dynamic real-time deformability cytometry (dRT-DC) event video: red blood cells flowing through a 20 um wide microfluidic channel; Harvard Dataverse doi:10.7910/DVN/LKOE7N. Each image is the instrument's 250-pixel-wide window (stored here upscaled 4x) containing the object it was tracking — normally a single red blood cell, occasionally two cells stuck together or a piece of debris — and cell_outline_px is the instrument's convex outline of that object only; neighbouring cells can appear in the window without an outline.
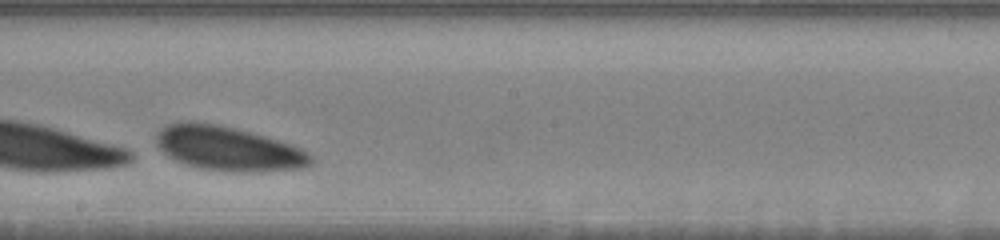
{"species": "human", "species_latin": "Homo sapiens", "temperature_condition": "warm", "stored_images_in_passage": 31, "camera_frame_rate_fps": 3000, "um_per_image_px": 0.085, "donor": {"sex": "male"}, "frame": {"image": 1, "passage_image": 17, "time_ms": 5.333, "image_size_px": [1000, 240], "cell_outline_px": [[312, 164], [308, 168], [260, 172], [232, 172], [200, 168], [184, 164], [168, 156], [156, 144], [156, 136], [168, 124], [188, 120], [196, 120], [236, 128], [252, 132], [300, 148], [308, 152], [312, 156]], "centroid_in_image_um": [19.42, 12.64], "position_along_channel_um": 228.8, "area_um2": 40.17}}
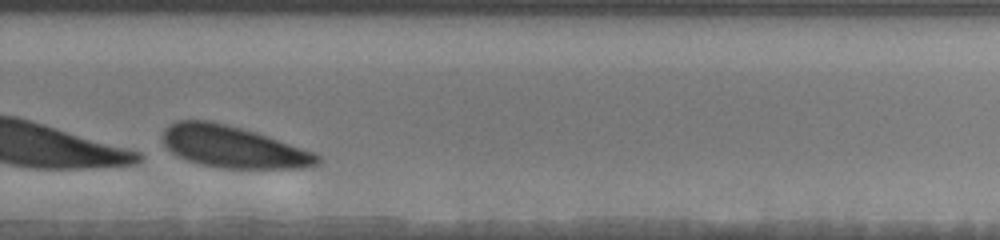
{"frame": {"image": 2, "passage_image": 24, "time_ms": 7.667, "image_size_px": [1000, 240], "cell_outline_px": [[320, 164], [312, 168], [220, 168], [200, 164], [176, 156], [164, 144], [160, 136], [164, 128], [176, 120], [212, 120], [256, 132], [312, 152], [320, 156]], "centroid_in_image_um": [19.77, 12.48], "position_along_channel_um": 310.0, "area_um2": 37.86}}